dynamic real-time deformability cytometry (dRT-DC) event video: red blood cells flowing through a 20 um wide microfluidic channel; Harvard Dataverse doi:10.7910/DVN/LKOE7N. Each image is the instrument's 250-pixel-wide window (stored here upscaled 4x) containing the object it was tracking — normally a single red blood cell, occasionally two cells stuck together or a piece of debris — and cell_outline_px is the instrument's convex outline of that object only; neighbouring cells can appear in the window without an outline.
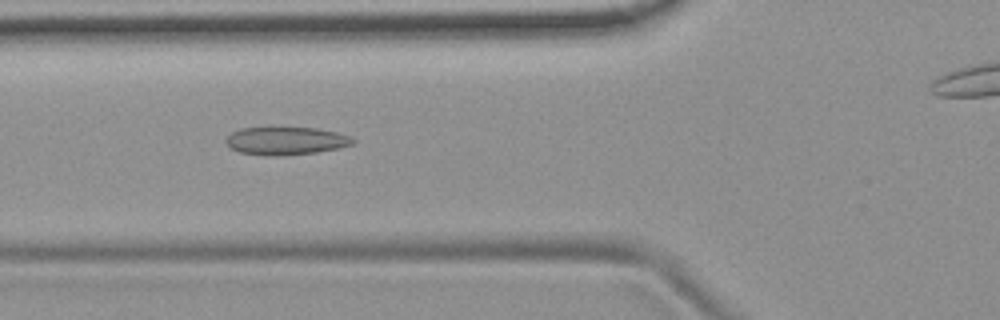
{"species": "common noctule bat (a hibernating species)", "species_latin": "Nyctalus noctula", "temperature_condition": "room temperature", "stored_images_in_passage": 39, "camera_frame_rate_fps": 3000, "um_per_image_px": 0.085, "animal": {"sex": "female", "body_mass_g": 19.9}, "frame": {"image": 1, "passage_image": 11, "time_ms": 3.333, "image_size_px": [1000, 320], "cell_outline_px": [[356, 140], [352, 144], [340, 148], [316, 152], [284, 156], [264, 156], [240, 152], [228, 148], [224, 140], [232, 132], [240, 128], [316, 128], [336, 132], [348, 136]], "centroid_in_image_um": [24.26, 11.99], "position_along_channel_um": 101.5, "area_um2": 20.75}}
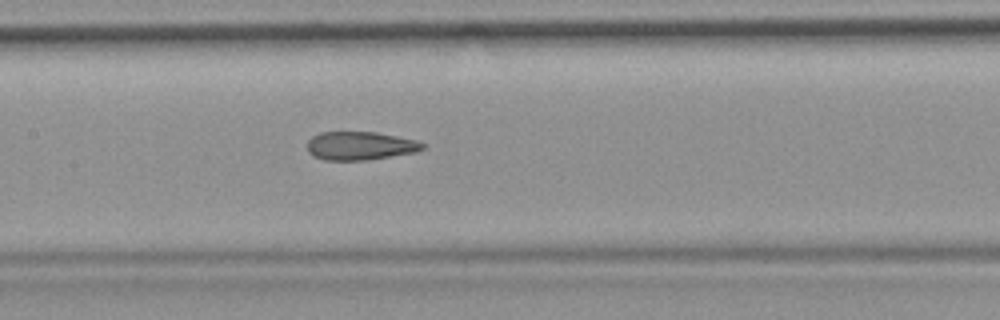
{"frame": {"image": 2, "passage_image": 17, "time_ms": 5.333, "image_size_px": [1000, 320], "cell_outline_px": [[428, 144], [424, 148], [416, 152], [368, 160], [324, 160], [312, 156], [308, 152], [308, 140], [312, 136], [320, 132], [376, 132], [416, 140]], "centroid_in_image_um": [30.62, 12.39], "position_along_channel_um": 176.8, "area_um2": 19.25}}
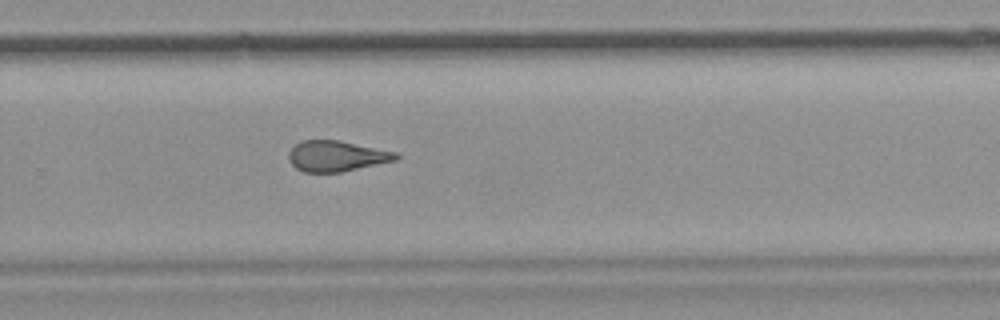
{"frame": {"image": 3, "passage_image": 27, "time_ms": 8.667, "image_size_px": [1000, 320], "cell_outline_px": [[400, 156], [396, 160], [340, 172], [304, 172], [296, 168], [288, 160], [288, 152], [296, 144], [304, 140], [340, 140], [396, 152]], "centroid_in_image_um": [28.59, 13.26], "position_along_channel_um": 301.2, "area_um2": 19.07}}